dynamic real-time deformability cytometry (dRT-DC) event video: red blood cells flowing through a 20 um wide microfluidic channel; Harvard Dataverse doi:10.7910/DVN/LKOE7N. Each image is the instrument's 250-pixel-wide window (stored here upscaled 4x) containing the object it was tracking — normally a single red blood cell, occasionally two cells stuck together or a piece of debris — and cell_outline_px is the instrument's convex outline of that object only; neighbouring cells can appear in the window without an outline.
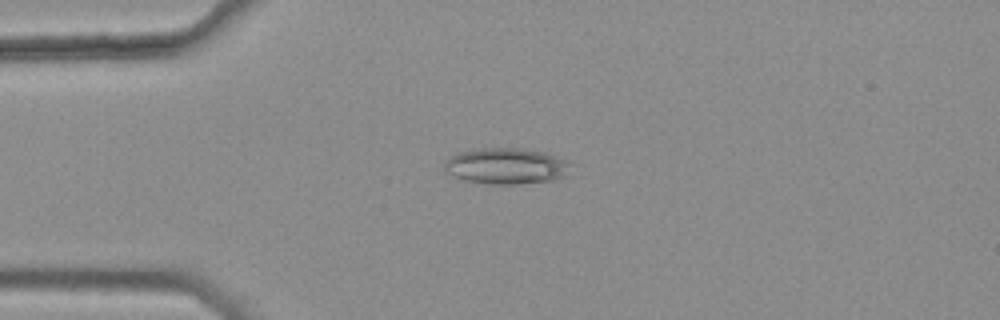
{"species": "common noctule bat (a hibernating species)", "species_latin": "Nyctalus noctula", "temperature_condition": "warm", "stored_images_in_passage": 1, "camera_frame_rate_fps": 3000, "um_per_image_px": 0.085, "animal": {"sex": "female", "body_mass_g": 25.1}, "frame": {"image": 1, "passage_image": 1, "time_ms": 0.0, "image_size_px": [1000, 320], "cell_outline_px": [[572, 164], [564, 176], [552, 180], [520, 184], [492, 184], [464, 180], [452, 176], [444, 172], [444, 160], [460, 152], [484, 148], [516, 148], [544, 152], [568, 160]], "centroid_in_image_um": [43.01, 14.12], "position_along_channel_um": 42.0, "area_um2": 26.53}}